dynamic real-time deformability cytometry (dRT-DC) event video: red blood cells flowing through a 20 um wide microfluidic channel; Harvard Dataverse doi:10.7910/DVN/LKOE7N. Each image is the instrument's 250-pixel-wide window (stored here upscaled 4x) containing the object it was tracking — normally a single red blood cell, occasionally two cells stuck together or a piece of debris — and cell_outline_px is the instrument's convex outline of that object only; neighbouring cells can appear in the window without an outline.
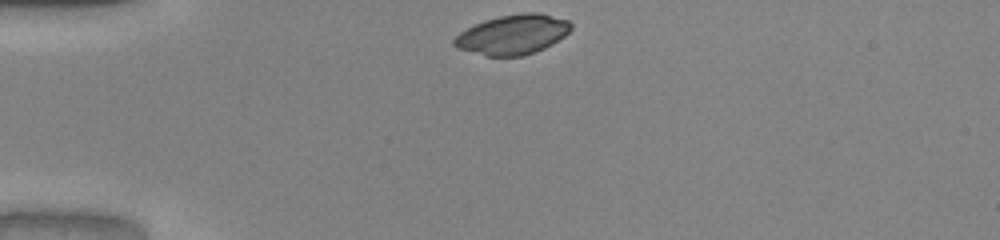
{"species": "common noctule bat (a hibernating species)", "species_latin": "Nyctalus noctula", "temperature_condition": "warm", "stored_images_in_passage": 31, "camera_frame_rate_fps": 3000, "um_per_image_px": 0.085, "animal": {"sex": "male", "body_mass_g": 20.0, "forearm_length_mm": 53.3}, "frame": {"image": 1, "passage_image": 1, "time_ms": 0.0, "image_size_px": [1000, 240], "cell_outline_px": [[572, 28], [564, 36], [552, 44], [544, 48], [520, 56], [488, 56], [456, 48], [452, 44], [452, 40], [460, 32], [484, 20], [500, 16], [524, 12], [540, 12], [568, 20], [572, 24]], "centroid_in_image_um": [43.58, 2.92], "position_along_channel_um": 41.4, "area_um2": 26.93}}
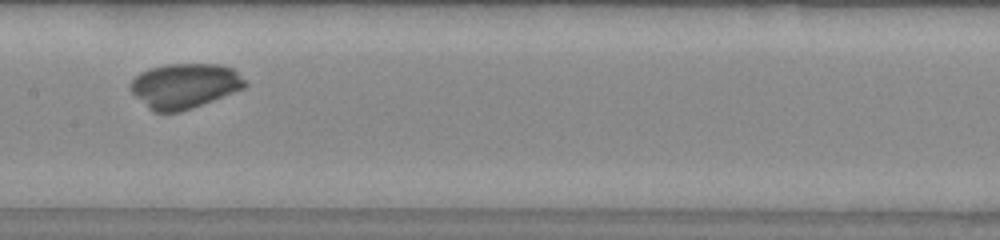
{"frame": {"image": 2, "passage_image": 15, "time_ms": 4.667, "image_size_px": [1000, 240], "cell_outline_px": [[248, 84], [244, 88], [192, 108], [180, 112], [152, 112], [128, 88], [128, 84], [140, 72], [148, 68], [164, 64], [220, 64], [232, 68]], "centroid_in_image_um": [15.65, 7.29], "position_along_channel_um": 191.8, "area_um2": 30.0}}
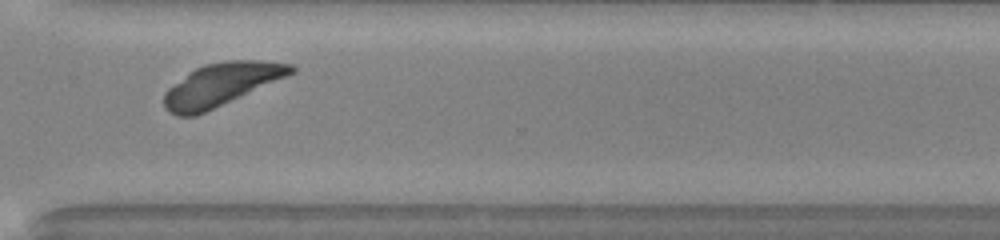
{"frame": {"image": 3, "passage_image": 27, "time_ms": 8.667, "image_size_px": [1000, 240], "cell_outline_px": [[296, 72], [196, 116], [176, 116], [168, 112], [164, 108], [164, 92], [168, 88], [196, 68], [204, 64], [228, 60], [260, 60], [292, 64], [296, 68]], "centroid_in_image_um": [18.79, 7.19], "position_along_channel_um": 351.8, "area_um2": 31.39}}